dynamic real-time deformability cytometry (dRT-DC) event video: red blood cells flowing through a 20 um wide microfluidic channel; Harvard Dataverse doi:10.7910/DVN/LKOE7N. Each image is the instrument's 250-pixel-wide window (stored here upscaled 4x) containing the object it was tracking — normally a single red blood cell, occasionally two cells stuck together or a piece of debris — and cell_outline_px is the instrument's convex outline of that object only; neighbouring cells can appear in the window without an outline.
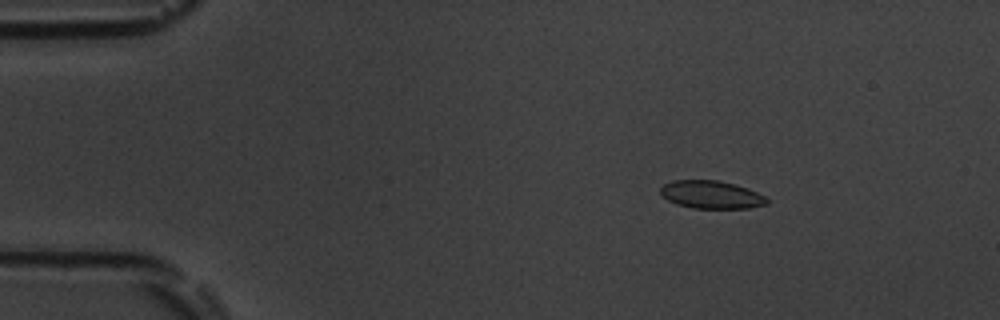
{"species": "common noctule bat (a hibernating species)", "species_latin": "Nyctalus noctula", "temperature_condition": "room temperature", "stored_images_in_passage": 23, "camera_frame_rate_fps": 3000, "um_per_image_px": 0.085, "animal": {"sex": "male", "body_mass_g": 19.5, "forearm_length_mm": 54.6}, "frame": {"image": 1, "passage_image": 9, "time_ms": 2.667, "image_size_px": [1000, 320], "cell_outline_px": [[768, 204], [748, 208], [692, 208], [676, 204], [660, 196], [660, 188], [664, 184], [672, 180], [716, 180], [748, 188], [764, 196], [768, 200]], "centroid_in_image_um": [60.41, 16.55], "position_along_channel_um": 24.6, "area_um2": 17.28}}
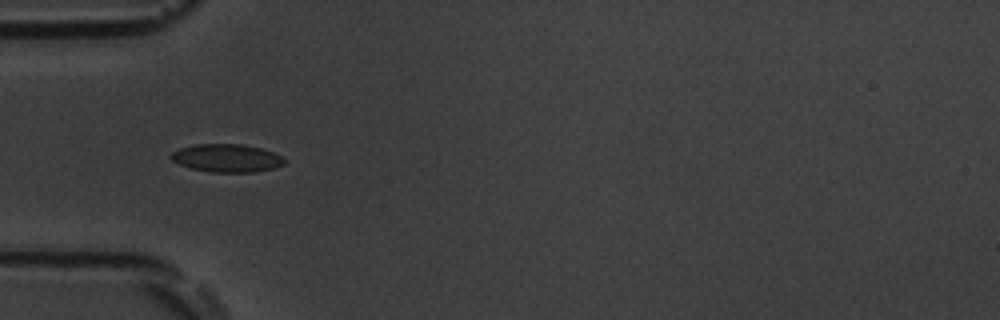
{"frame": {"image": 2, "passage_image": 18, "time_ms": 5.667, "image_size_px": [1000, 320], "cell_outline_px": [[288, 160], [284, 164], [272, 168], [252, 172], [212, 172], [192, 168], [180, 164], [172, 160], [168, 156], [172, 152], [180, 148], [196, 144], [240, 144], [260, 148], [272, 152]], "centroid_in_image_um": [19.26, 13.43], "position_along_channel_um": 65.7, "area_um2": 18.32}}
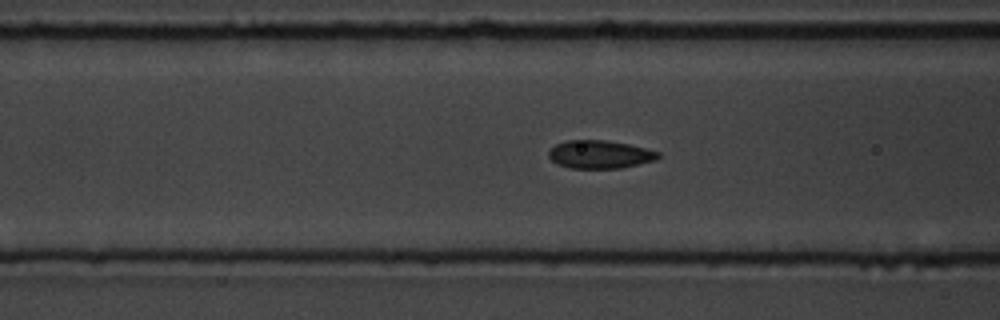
{"frame": {"image": 3, "passage_image": 22, "time_ms": 7.0, "image_size_px": [1000, 320], "cell_outline_px": [[660, 156], [656, 160], [620, 168], [568, 168], [556, 164], [548, 156], [548, 152], [556, 144], [564, 140], [604, 140], [628, 144], [660, 152]], "centroid_in_image_um": [50.96, 13.12], "position_along_channel_um": 115.6, "area_um2": 17.92}}